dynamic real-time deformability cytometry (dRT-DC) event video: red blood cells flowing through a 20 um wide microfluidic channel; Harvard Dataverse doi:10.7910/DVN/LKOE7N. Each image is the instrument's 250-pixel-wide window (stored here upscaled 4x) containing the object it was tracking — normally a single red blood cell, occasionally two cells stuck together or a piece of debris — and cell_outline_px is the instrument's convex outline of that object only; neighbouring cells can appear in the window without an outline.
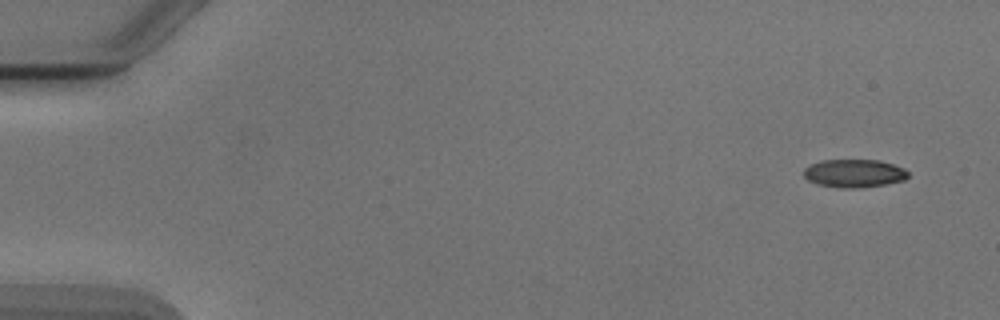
{"species": "Egyptian fruit bat (a non-hibernating species)", "species_latin": "Rousettus aegyptiacus", "temperature_condition": "cold", "stored_images_in_passage": 6, "camera_frame_rate_fps": 3000, "um_per_image_px": 0.085, "animal": {"sex": "male"}, "frame": {"image": 1, "passage_image": 1, "time_ms": 0.0, "image_size_px": [1000, 320], "cell_outline_px": [[908, 176], [904, 180], [884, 184], [856, 188], [844, 188], [816, 184], [808, 180], [804, 176], [804, 168], [812, 164], [824, 160], [880, 160], [904, 168], [908, 172]], "centroid_in_image_um": [72.6, 14.73], "position_along_channel_um": 12.4, "area_um2": 16.94}}
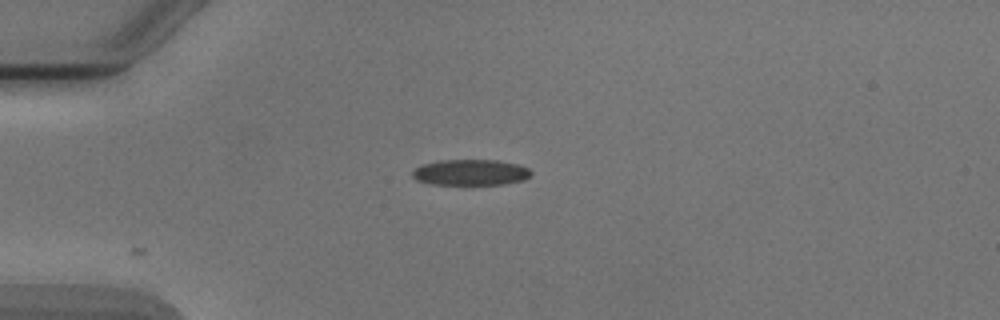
{"frame": {"image": 2, "passage_image": 4, "time_ms": 3.667, "image_size_px": [1000, 320], "cell_outline_px": [[532, 172], [524, 180], [504, 184], [432, 184], [416, 180], [412, 176], [412, 172], [420, 164], [440, 160], [496, 160], [520, 164], [528, 168]], "centroid_in_image_um": [39.99, 14.64], "position_along_channel_um": 45.0, "area_um2": 17.92}}
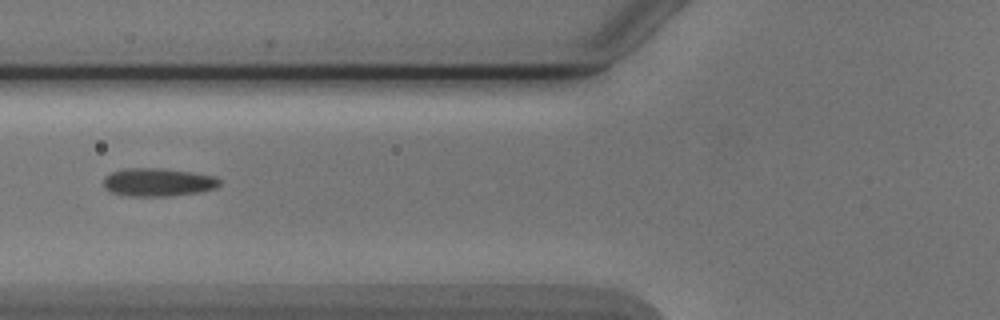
{"frame": {"image": 3, "passage_image": 6, "time_ms": 6.0, "image_size_px": [1000, 320], "cell_outline_px": [[220, 184], [216, 188], [196, 192], [168, 196], [132, 196], [112, 192], [104, 184], [104, 176], [112, 172], [124, 168], [164, 168], [192, 172], [216, 176], [220, 180]], "centroid_in_image_um": [13.45, 15.47], "position_along_channel_um": 112.3, "area_um2": 18.9}}